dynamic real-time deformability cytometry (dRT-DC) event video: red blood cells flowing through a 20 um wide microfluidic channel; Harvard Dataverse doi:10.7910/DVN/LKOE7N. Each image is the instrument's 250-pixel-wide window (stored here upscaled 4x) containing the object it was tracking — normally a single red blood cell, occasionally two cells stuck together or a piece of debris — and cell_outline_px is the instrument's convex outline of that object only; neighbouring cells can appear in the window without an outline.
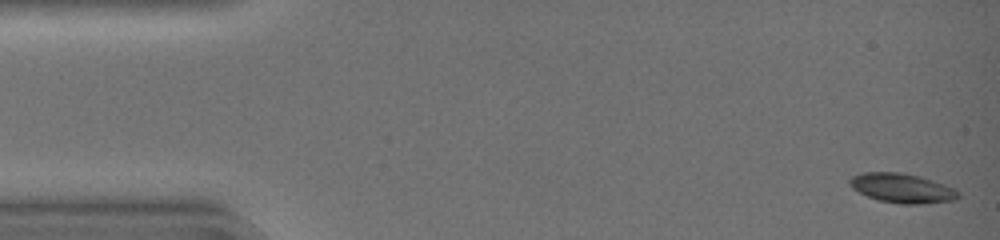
{"species": "common noctule bat (a hibernating species)", "species_latin": "Nyctalus noctula", "temperature_condition": "warm", "stored_images_in_passage": 44, "camera_frame_rate_fps": 3000, "um_per_image_px": 0.085, "animal": {"sex": "female", "body_mass_g": 19.0, "forearm_length_mm": 51.5}, "frame": {"image": 1, "passage_image": 1, "time_ms": 0.0, "image_size_px": [1000, 240], "cell_outline_px": [[960, 196], [956, 200], [920, 204], [900, 204], [880, 200], [868, 196], [852, 188], [848, 184], [848, 180], [852, 176], [864, 172], [900, 172], [920, 176], [944, 184], [960, 192]], "centroid_in_image_um": [76.68, 15.99], "position_along_channel_um": 8.3, "area_um2": 18.61}}
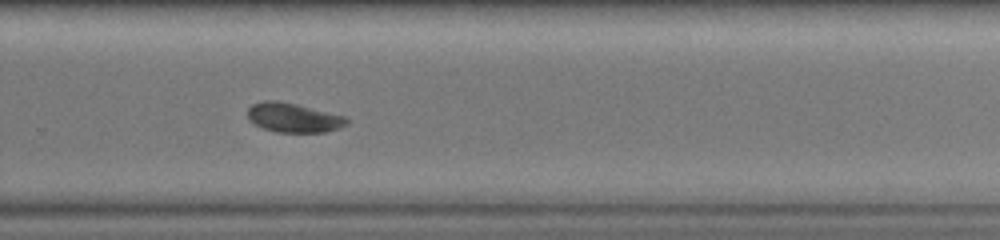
{"frame": {"image": 2, "passage_image": 30, "time_ms": 9.667, "image_size_px": [1000, 240], "cell_outline_px": [[348, 124], [340, 128], [324, 132], [276, 132], [264, 128], [248, 120], [248, 108], [252, 104], [264, 100], [276, 100], [296, 104], [344, 116], [348, 120]], "centroid_in_image_um": [24.93, 10.0], "position_along_channel_um": 304.9, "area_um2": 16.82}}
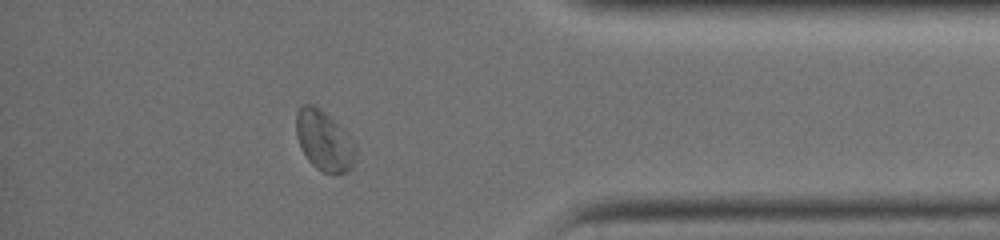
{"frame": {"image": 3, "passage_image": 38, "time_ms": 12.333, "image_size_px": [1000, 240], "cell_outline_px": [[356, 160], [352, 168], [344, 172], [324, 172], [316, 168], [308, 160], [300, 148], [296, 136], [296, 112], [300, 104], [312, 104], [320, 108], [352, 136], [356, 144]], "centroid_in_image_um": [27.56, 11.93], "position_along_channel_um": 407.6, "area_um2": 21.21}, "authors_computed_cell_mechanics": {"area_um2": 17.7735, "velocity_mm_per_s": 4.407, "shape_relaxation_time_tau1_ms": 2.3358, "shape_relaxation_time_tau2_ms": null, "deformation_change_tau1": 0.1043, "deformation_change_tau2": null}}